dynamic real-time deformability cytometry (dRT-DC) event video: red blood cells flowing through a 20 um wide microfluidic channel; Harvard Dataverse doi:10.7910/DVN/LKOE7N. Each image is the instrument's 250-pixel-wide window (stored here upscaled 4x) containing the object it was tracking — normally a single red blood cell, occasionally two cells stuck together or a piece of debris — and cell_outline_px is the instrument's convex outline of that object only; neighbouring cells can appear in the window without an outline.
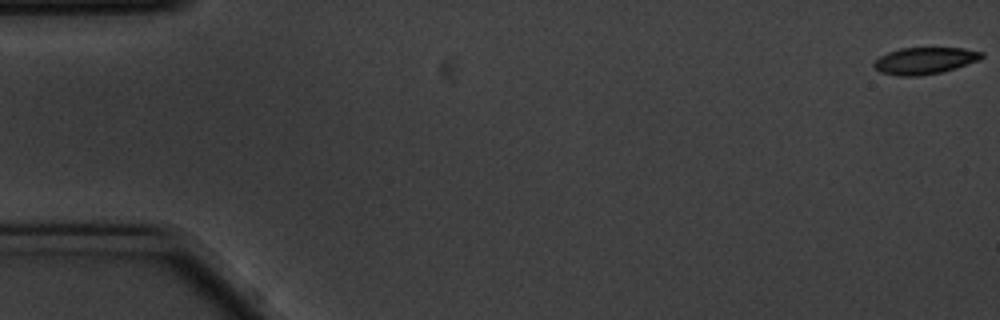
{"species": "common noctule bat (a hibernating species)", "species_latin": "Nyctalus noctula", "temperature_condition": "cold", "stored_images_in_passage": 17, "camera_frame_rate_fps": 3000, "um_per_image_px": 0.085, "animal": {"sex": "male", "body_mass_g": 20.1, "forearm_length_mm": 53.5}, "frame": {"image": 1, "passage_image": 1, "time_ms": 0.0, "image_size_px": [1000, 320], "cell_outline_px": [[984, 56], [980, 60], [956, 68], [940, 72], [916, 76], [900, 76], [880, 72], [872, 64], [880, 56], [888, 52], [900, 48], [964, 48], [984, 52]], "centroid_in_image_um": [78.63, 5.15], "position_along_channel_um": 6.4, "area_um2": 16.76}}
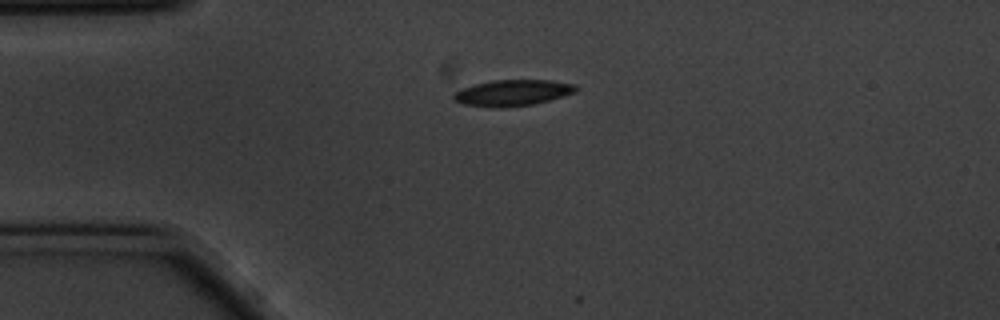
{"frame": {"image": 2, "passage_image": 14, "time_ms": 4.333, "image_size_px": [1000, 320], "cell_outline_px": [[576, 92], [548, 100], [532, 104], [500, 108], [492, 108], [464, 104], [452, 100], [452, 96], [460, 88], [492, 80], [552, 80], [576, 84]], "centroid_in_image_um": [43.53, 7.89], "position_along_channel_um": 41.5, "area_um2": 18.61}}